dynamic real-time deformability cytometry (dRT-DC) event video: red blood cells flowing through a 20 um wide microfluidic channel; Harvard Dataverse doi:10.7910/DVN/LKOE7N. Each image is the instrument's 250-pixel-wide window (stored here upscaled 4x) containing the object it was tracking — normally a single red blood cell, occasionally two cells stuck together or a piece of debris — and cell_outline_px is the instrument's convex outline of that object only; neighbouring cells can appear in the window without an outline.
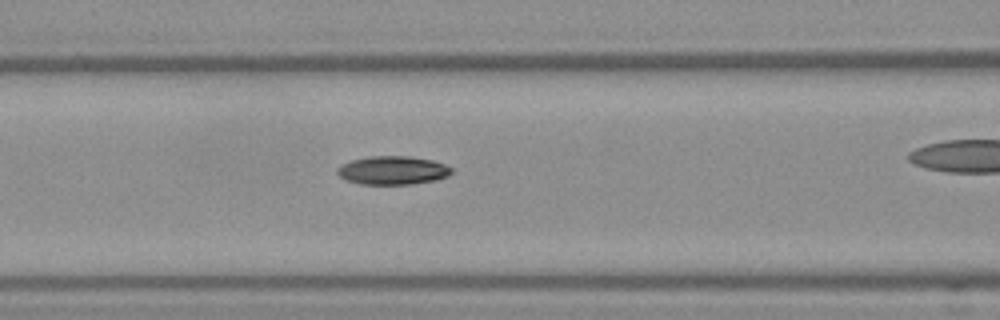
{"species": "Egyptian fruit bat (a non-hibernating species)", "species_latin": "Rousettus aegyptiacus", "temperature_condition": "warm", "stored_images_in_passage": 14, "camera_frame_rate_fps": 3000, "um_per_image_px": 0.085, "frame": {"image": 1, "passage_image": 5, "time_ms": 1.333, "image_size_px": [1000, 320], "cell_outline_px": [[452, 172], [448, 176], [436, 180], [412, 184], [360, 184], [344, 180], [336, 172], [336, 168], [340, 164], [352, 160], [372, 156], [408, 156], [432, 160], [444, 164], [452, 168]], "centroid_in_image_um": [33.35, 14.48], "position_along_channel_um": 133.2, "area_um2": 19.07}}
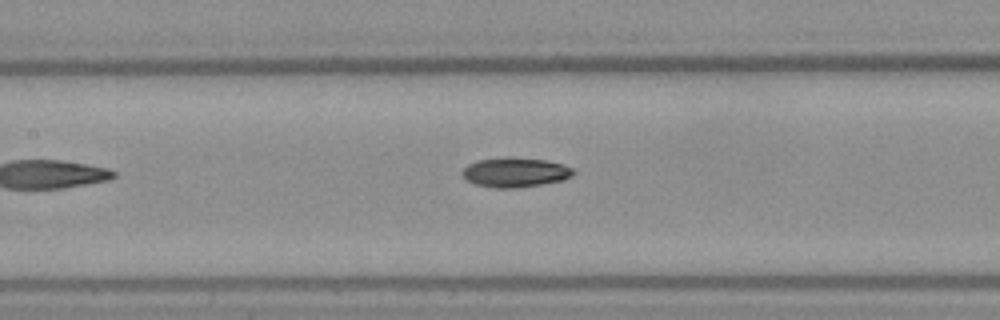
{"frame": {"image": 2, "passage_image": 7, "time_ms": 2.0, "image_size_px": [1000, 320], "cell_outline_px": [[576, 172], [572, 176], [564, 180], [544, 184], [516, 188], [496, 188], [476, 184], [468, 180], [460, 172], [468, 164], [476, 160], [508, 156], [544, 160], [564, 164], [572, 168]], "centroid_in_image_um": [43.81, 14.64], "position_along_channel_um": 163.6, "area_um2": 19.36}}
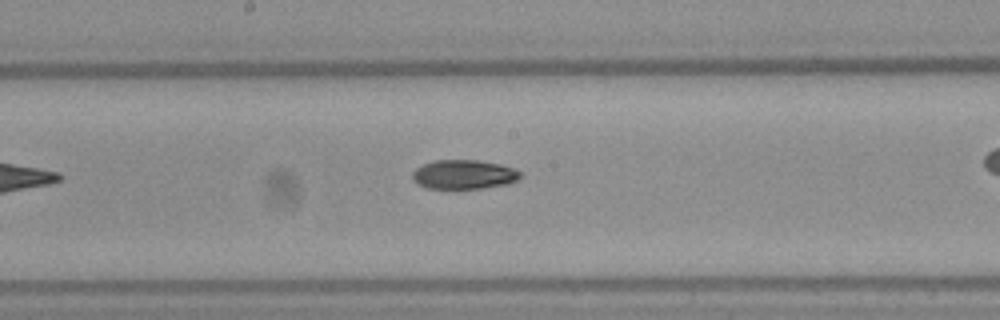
{"frame": {"image": 3, "passage_image": 10, "time_ms": 3.0, "image_size_px": [1000, 320], "cell_outline_px": [[520, 176], [516, 180], [508, 184], [484, 188], [424, 188], [416, 184], [412, 180], [412, 172], [416, 168], [424, 164], [436, 160], [476, 160], [500, 164], [512, 168], [520, 172]], "centroid_in_image_um": [39.38, 14.83], "position_along_channel_um": 208.8, "area_um2": 18.32}}